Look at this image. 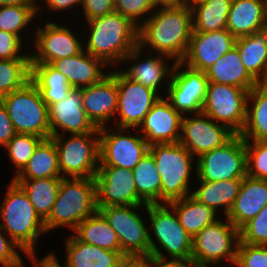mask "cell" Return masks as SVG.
<instances>
[{
	"instance_id": "cell-1",
	"label": "cell",
	"mask_w": 267,
	"mask_h": 267,
	"mask_svg": "<svg viewBox=\"0 0 267 267\" xmlns=\"http://www.w3.org/2000/svg\"><path fill=\"white\" fill-rule=\"evenodd\" d=\"M159 8V9H158ZM138 27V46L181 62L188 50L193 32L192 10L186 4L158 5Z\"/></svg>"
},
{
	"instance_id": "cell-53",
	"label": "cell",
	"mask_w": 267,
	"mask_h": 267,
	"mask_svg": "<svg viewBox=\"0 0 267 267\" xmlns=\"http://www.w3.org/2000/svg\"><path fill=\"white\" fill-rule=\"evenodd\" d=\"M119 267H147L145 258H125L119 265Z\"/></svg>"
},
{
	"instance_id": "cell-44",
	"label": "cell",
	"mask_w": 267,
	"mask_h": 267,
	"mask_svg": "<svg viewBox=\"0 0 267 267\" xmlns=\"http://www.w3.org/2000/svg\"><path fill=\"white\" fill-rule=\"evenodd\" d=\"M156 7L158 3L155 0H114V11L125 16L137 27L141 25L140 18L146 14L151 15Z\"/></svg>"
},
{
	"instance_id": "cell-35",
	"label": "cell",
	"mask_w": 267,
	"mask_h": 267,
	"mask_svg": "<svg viewBox=\"0 0 267 267\" xmlns=\"http://www.w3.org/2000/svg\"><path fill=\"white\" fill-rule=\"evenodd\" d=\"M62 177L58 167V152L52 138L43 139L34 150L27 165L13 179Z\"/></svg>"
},
{
	"instance_id": "cell-26",
	"label": "cell",
	"mask_w": 267,
	"mask_h": 267,
	"mask_svg": "<svg viewBox=\"0 0 267 267\" xmlns=\"http://www.w3.org/2000/svg\"><path fill=\"white\" fill-rule=\"evenodd\" d=\"M65 267H119L126 258L122 252L81 242L74 235L65 241Z\"/></svg>"
},
{
	"instance_id": "cell-48",
	"label": "cell",
	"mask_w": 267,
	"mask_h": 267,
	"mask_svg": "<svg viewBox=\"0 0 267 267\" xmlns=\"http://www.w3.org/2000/svg\"><path fill=\"white\" fill-rule=\"evenodd\" d=\"M86 20L102 17L114 12V0H82Z\"/></svg>"
},
{
	"instance_id": "cell-11",
	"label": "cell",
	"mask_w": 267,
	"mask_h": 267,
	"mask_svg": "<svg viewBox=\"0 0 267 267\" xmlns=\"http://www.w3.org/2000/svg\"><path fill=\"white\" fill-rule=\"evenodd\" d=\"M248 94L249 91L240 87L208 82L202 112L240 134L246 121Z\"/></svg>"
},
{
	"instance_id": "cell-57",
	"label": "cell",
	"mask_w": 267,
	"mask_h": 267,
	"mask_svg": "<svg viewBox=\"0 0 267 267\" xmlns=\"http://www.w3.org/2000/svg\"><path fill=\"white\" fill-rule=\"evenodd\" d=\"M261 1L263 2L264 6H265V9L267 11V0H261Z\"/></svg>"
},
{
	"instance_id": "cell-13",
	"label": "cell",
	"mask_w": 267,
	"mask_h": 267,
	"mask_svg": "<svg viewBox=\"0 0 267 267\" xmlns=\"http://www.w3.org/2000/svg\"><path fill=\"white\" fill-rule=\"evenodd\" d=\"M184 66L182 62H174L166 89L167 100L182 116L202 112L209 82L205 72Z\"/></svg>"
},
{
	"instance_id": "cell-23",
	"label": "cell",
	"mask_w": 267,
	"mask_h": 267,
	"mask_svg": "<svg viewBox=\"0 0 267 267\" xmlns=\"http://www.w3.org/2000/svg\"><path fill=\"white\" fill-rule=\"evenodd\" d=\"M143 50L137 46L133 48L122 61H135L128 70H123L122 73L129 79L149 88H152L158 93V87L163 82L170 83L172 70L174 68L173 65L166 61L165 58L171 59L170 57L163 55V54H152L146 58H142ZM141 56V57H140ZM140 58V59H139ZM142 58V60H141ZM141 60V61H140ZM169 65V66H168ZM166 79V80H164ZM162 81V82H161Z\"/></svg>"
},
{
	"instance_id": "cell-40",
	"label": "cell",
	"mask_w": 267,
	"mask_h": 267,
	"mask_svg": "<svg viewBox=\"0 0 267 267\" xmlns=\"http://www.w3.org/2000/svg\"><path fill=\"white\" fill-rule=\"evenodd\" d=\"M40 5H6L0 6V30L12 33L20 39L21 31L38 15Z\"/></svg>"
},
{
	"instance_id": "cell-7",
	"label": "cell",
	"mask_w": 267,
	"mask_h": 267,
	"mask_svg": "<svg viewBox=\"0 0 267 267\" xmlns=\"http://www.w3.org/2000/svg\"><path fill=\"white\" fill-rule=\"evenodd\" d=\"M0 101L5 106L17 133L51 138L48 121V106L43 101L38 87L30 80Z\"/></svg>"
},
{
	"instance_id": "cell-8",
	"label": "cell",
	"mask_w": 267,
	"mask_h": 267,
	"mask_svg": "<svg viewBox=\"0 0 267 267\" xmlns=\"http://www.w3.org/2000/svg\"><path fill=\"white\" fill-rule=\"evenodd\" d=\"M226 220H216L192 238L193 267H216L223 259L235 265L239 230Z\"/></svg>"
},
{
	"instance_id": "cell-52",
	"label": "cell",
	"mask_w": 267,
	"mask_h": 267,
	"mask_svg": "<svg viewBox=\"0 0 267 267\" xmlns=\"http://www.w3.org/2000/svg\"><path fill=\"white\" fill-rule=\"evenodd\" d=\"M49 255H46V257L42 258L41 260H38L36 255H27L28 258L33 260L34 266L36 267H62L60 265L59 260L57 259L56 255L54 253H48Z\"/></svg>"
},
{
	"instance_id": "cell-50",
	"label": "cell",
	"mask_w": 267,
	"mask_h": 267,
	"mask_svg": "<svg viewBox=\"0 0 267 267\" xmlns=\"http://www.w3.org/2000/svg\"><path fill=\"white\" fill-rule=\"evenodd\" d=\"M164 258L149 255L146 257L147 267H193L191 261H185L181 259H171L166 261Z\"/></svg>"
},
{
	"instance_id": "cell-5",
	"label": "cell",
	"mask_w": 267,
	"mask_h": 267,
	"mask_svg": "<svg viewBox=\"0 0 267 267\" xmlns=\"http://www.w3.org/2000/svg\"><path fill=\"white\" fill-rule=\"evenodd\" d=\"M140 207L146 208V205L98 207V211L115 230L122 254L126 258H145L153 255L165 259L166 256L157 247L143 219L136 213Z\"/></svg>"
},
{
	"instance_id": "cell-41",
	"label": "cell",
	"mask_w": 267,
	"mask_h": 267,
	"mask_svg": "<svg viewBox=\"0 0 267 267\" xmlns=\"http://www.w3.org/2000/svg\"><path fill=\"white\" fill-rule=\"evenodd\" d=\"M42 140L43 138L39 136L16 133L6 144L5 148L8 151V157L15 165V169H17L16 175L27 165L34 150Z\"/></svg>"
},
{
	"instance_id": "cell-9",
	"label": "cell",
	"mask_w": 267,
	"mask_h": 267,
	"mask_svg": "<svg viewBox=\"0 0 267 267\" xmlns=\"http://www.w3.org/2000/svg\"><path fill=\"white\" fill-rule=\"evenodd\" d=\"M69 137L64 141L61 134L51 136L56 144L62 178H94L100 164L99 132L71 134Z\"/></svg>"
},
{
	"instance_id": "cell-25",
	"label": "cell",
	"mask_w": 267,
	"mask_h": 267,
	"mask_svg": "<svg viewBox=\"0 0 267 267\" xmlns=\"http://www.w3.org/2000/svg\"><path fill=\"white\" fill-rule=\"evenodd\" d=\"M51 65L66 76L70 86L75 89L99 83L109 74L102 71L106 64L84 50L74 56L55 60Z\"/></svg>"
},
{
	"instance_id": "cell-55",
	"label": "cell",
	"mask_w": 267,
	"mask_h": 267,
	"mask_svg": "<svg viewBox=\"0 0 267 267\" xmlns=\"http://www.w3.org/2000/svg\"><path fill=\"white\" fill-rule=\"evenodd\" d=\"M158 5L183 4V0H155Z\"/></svg>"
},
{
	"instance_id": "cell-2",
	"label": "cell",
	"mask_w": 267,
	"mask_h": 267,
	"mask_svg": "<svg viewBox=\"0 0 267 267\" xmlns=\"http://www.w3.org/2000/svg\"><path fill=\"white\" fill-rule=\"evenodd\" d=\"M86 22L90 34L85 51L109 67L138 46V27L120 13L114 11Z\"/></svg>"
},
{
	"instance_id": "cell-43",
	"label": "cell",
	"mask_w": 267,
	"mask_h": 267,
	"mask_svg": "<svg viewBox=\"0 0 267 267\" xmlns=\"http://www.w3.org/2000/svg\"><path fill=\"white\" fill-rule=\"evenodd\" d=\"M239 241L267 246V205L239 229Z\"/></svg>"
},
{
	"instance_id": "cell-38",
	"label": "cell",
	"mask_w": 267,
	"mask_h": 267,
	"mask_svg": "<svg viewBox=\"0 0 267 267\" xmlns=\"http://www.w3.org/2000/svg\"><path fill=\"white\" fill-rule=\"evenodd\" d=\"M132 173L137 195L146 204L161 203V177L150 152L144 155L132 169Z\"/></svg>"
},
{
	"instance_id": "cell-19",
	"label": "cell",
	"mask_w": 267,
	"mask_h": 267,
	"mask_svg": "<svg viewBox=\"0 0 267 267\" xmlns=\"http://www.w3.org/2000/svg\"><path fill=\"white\" fill-rule=\"evenodd\" d=\"M236 38L227 30L192 32L184 59L185 66L205 72L235 46Z\"/></svg>"
},
{
	"instance_id": "cell-27",
	"label": "cell",
	"mask_w": 267,
	"mask_h": 267,
	"mask_svg": "<svg viewBox=\"0 0 267 267\" xmlns=\"http://www.w3.org/2000/svg\"><path fill=\"white\" fill-rule=\"evenodd\" d=\"M267 27V11L261 0H232L226 29L235 38Z\"/></svg>"
},
{
	"instance_id": "cell-34",
	"label": "cell",
	"mask_w": 267,
	"mask_h": 267,
	"mask_svg": "<svg viewBox=\"0 0 267 267\" xmlns=\"http://www.w3.org/2000/svg\"><path fill=\"white\" fill-rule=\"evenodd\" d=\"M73 231V235L81 242L122 252L115 230L99 211L84 219Z\"/></svg>"
},
{
	"instance_id": "cell-42",
	"label": "cell",
	"mask_w": 267,
	"mask_h": 267,
	"mask_svg": "<svg viewBox=\"0 0 267 267\" xmlns=\"http://www.w3.org/2000/svg\"><path fill=\"white\" fill-rule=\"evenodd\" d=\"M247 176L267 180V141H245Z\"/></svg>"
},
{
	"instance_id": "cell-15",
	"label": "cell",
	"mask_w": 267,
	"mask_h": 267,
	"mask_svg": "<svg viewBox=\"0 0 267 267\" xmlns=\"http://www.w3.org/2000/svg\"><path fill=\"white\" fill-rule=\"evenodd\" d=\"M116 83L118 88L116 116H120L116 127L137 129L152 106L161 98V94L159 96V93L152 88L127 78L121 70H116Z\"/></svg>"
},
{
	"instance_id": "cell-33",
	"label": "cell",
	"mask_w": 267,
	"mask_h": 267,
	"mask_svg": "<svg viewBox=\"0 0 267 267\" xmlns=\"http://www.w3.org/2000/svg\"><path fill=\"white\" fill-rule=\"evenodd\" d=\"M47 106L64 100L73 89L66 76L51 64H31V79Z\"/></svg>"
},
{
	"instance_id": "cell-49",
	"label": "cell",
	"mask_w": 267,
	"mask_h": 267,
	"mask_svg": "<svg viewBox=\"0 0 267 267\" xmlns=\"http://www.w3.org/2000/svg\"><path fill=\"white\" fill-rule=\"evenodd\" d=\"M16 133L7 110L0 101V145L5 147Z\"/></svg>"
},
{
	"instance_id": "cell-18",
	"label": "cell",
	"mask_w": 267,
	"mask_h": 267,
	"mask_svg": "<svg viewBox=\"0 0 267 267\" xmlns=\"http://www.w3.org/2000/svg\"><path fill=\"white\" fill-rule=\"evenodd\" d=\"M34 47L36 52L30 53V64H51L53 61L81 53L84 48L81 41L66 26L55 22H47L38 27ZM35 53V54H34Z\"/></svg>"
},
{
	"instance_id": "cell-6",
	"label": "cell",
	"mask_w": 267,
	"mask_h": 267,
	"mask_svg": "<svg viewBox=\"0 0 267 267\" xmlns=\"http://www.w3.org/2000/svg\"><path fill=\"white\" fill-rule=\"evenodd\" d=\"M156 168L161 177V203H169L190 195V174L194 157L178 143L149 145Z\"/></svg>"
},
{
	"instance_id": "cell-46",
	"label": "cell",
	"mask_w": 267,
	"mask_h": 267,
	"mask_svg": "<svg viewBox=\"0 0 267 267\" xmlns=\"http://www.w3.org/2000/svg\"><path fill=\"white\" fill-rule=\"evenodd\" d=\"M22 39L18 36L0 30V60L4 59H30L29 52L20 54Z\"/></svg>"
},
{
	"instance_id": "cell-28",
	"label": "cell",
	"mask_w": 267,
	"mask_h": 267,
	"mask_svg": "<svg viewBox=\"0 0 267 267\" xmlns=\"http://www.w3.org/2000/svg\"><path fill=\"white\" fill-rule=\"evenodd\" d=\"M205 73L209 82L232 85L247 91L259 84L242 64L236 46L219 58Z\"/></svg>"
},
{
	"instance_id": "cell-21",
	"label": "cell",
	"mask_w": 267,
	"mask_h": 267,
	"mask_svg": "<svg viewBox=\"0 0 267 267\" xmlns=\"http://www.w3.org/2000/svg\"><path fill=\"white\" fill-rule=\"evenodd\" d=\"M82 102L81 90L73 88L64 100L48 106L51 136L62 130L70 134L99 132L88 119Z\"/></svg>"
},
{
	"instance_id": "cell-36",
	"label": "cell",
	"mask_w": 267,
	"mask_h": 267,
	"mask_svg": "<svg viewBox=\"0 0 267 267\" xmlns=\"http://www.w3.org/2000/svg\"><path fill=\"white\" fill-rule=\"evenodd\" d=\"M232 0H204L191 6L193 32L226 29Z\"/></svg>"
},
{
	"instance_id": "cell-24",
	"label": "cell",
	"mask_w": 267,
	"mask_h": 267,
	"mask_svg": "<svg viewBox=\"0 0 267 267\" xmlns=\"http://www.w3.org/2000/svg\"><path fill=\"white\" fill-rule=\"evenodd\" d=\"M267 205V180L245 176L226 218L239 230Z\"/></svg>"
},
{
	"instance_id": "cell-4",
	"label": "cell",
	"mask_w": 267,
	"mask_h": 267,
	"mask_svg": "<svg viewBox=\"0 0 267 267\" xmlns=\"http://www.w3.org/2000/svg\"><path fill=\"white\" fill-rule=\"evenodd\" d=\"M97 211L95 178H62L52 210L44 221L46 231L61 226L73 231Z\"/></svg>"
},
{
	"instance_id": "cell-51",
	"label": "cell",
	"mask_w": 267,
	"mask_h": 267,
	"mask_svg": "<svg viewBox=\"0 0 267 267\" xmlns=\"http://www.w3.org/2000/svg\"><path fill=\"white\" fill-rule=\"evenodd\" d=\"M47 8L49 7L50 10L56 11H64L69 10L70 8L75 7L76 5L82 6V0H45Z\"/></svg>"
},
{
	"instance_id": "cell-31",
	"label": "cell",
	"mask_w": 267,
	"mask_h": 267,
	"mask_svg": "<svg viewBox=\"0 0 267 267\" xmlns=\"http://www.w3.org/2000/svg\"><path fill=\"white\" fill-rule=\"evenodd\" d=\"M168 204L175 210L180 225L192 237L218 220L217 212L213 208L199 202L191 194Z\"/></svg>"
},
{
	"instance_id": "cell-14",
	"label": "cell",
	"mask_w": 267,
	"mask_h": 267,
	"mask_svg": "<svg viewBox=\"0 0 267 267\" xmlns=\"http://www.w3.org/2000/svg\"><path fill=\"white\" fill-rule=\"evenodd\" d=\"M115 130L116 133L107 126L99 128V166L132 170L149 152V144L140 134L126 135L128 128L116 127Z\"/></svg>"
},
{
	"instance_id": "cell-32",
	"label": "cell",
	"mask_w": 267,
	"mask_h": 267,
	"mask_svg": "<svg viewBox=\"0 0 267 267\" xmlns=\"http://www.w3.org/2000/svg\"><path fill=\"white\" fill-rule=\"evenodd\" d=\"M199 182L200 187L190 194L216 212L219 208H223L225 216H227L239 194L242 179Z\"/></svg>"
},
{
	"instance_id": "cell-54",
	"label": "cell",
	"mask_w": 267,
	"mask_h": 267,
	"mask_svg": "<svg viewBox=\"0 0 267 267\" xmlns=\"http://www.w3.org/2000/svg\"><path fill=\"white\" fill-rule=\"evenodd\" d=\"M37 2L38 1H36V0H0V6H6V5H37Z\"/></svg>"
},
{
	"instance_id": "cell-37",
	"label": "cell",
	"mask_w": 267,
	"mask_h": 267,
	"mask_svg": "<svg viewBox=\"0 0 267 267\" xmlns=\"http://www.w3.org/2000/svg\"><path fill=\"white\" fill-rule=\"evenodd\" d=\"M62 177L13 179L26 192L37 214L45 221L53 207Z\"/></svg>"
},
{
	"instance_id": "cell-3",
	"label": "cell",
	"mask_w": 267,
	"mask_h": 267,
	"mask_svg": "<svg viewBox=\"0 0 267 267\" xmlns=\"http://www.w3.org/2000/svg\"><path fill=\"white\" fill-rule=\"evenodd\" d=\"M10 183L0 206L1 227L5 236L8 234L26 256L36 254L38 237L47 232L44 221L22 187L13 179Z\"/></svg>"
},
{
	"instance_id": "cell-30",
	"label": "cell",
	"mask_w": 267,
	"mask_h": 267,
	"mask_svg": "<svg viewBox=\"0 0 267 267\" xmlns=\"http://www.w3.org/2000/svg\"><path fill=\"white\" fill-rule=\"evenodd\" d=\"M240 135L245 141H267V83H260L249 91L246 121Z\"/></svg>"
},
{
	"instance_id": "cell-47",
	"label": "cell",
	"mask_w": 267,
	"mask_h": 267,
	"mask_svg": "<svg viewBox=\"0 0 267 267\" xmlns=\"http://www.w3.org/2000/svg\"><path fill=\"white\" fill-rule=\"evenodd\" d=\"M0 224V265L3 267H24V261L18 254L21 248L10 238L5 237Z\"/></svg>"
},
{
	"instance_id": "cell-17",
	"label": "cell",
	"mask_w": 267,
	"mask_h": 267,
	"mask_svg": "<svg viewBox=\"0 0 267 267\" xmlns=\"http://www.w3.org/2000/svg\"><path fill=\"white\" fill-rule=\"evenodd\" d=\"M97 207L146 205L137 195L132 170L99 166L95 175Z\"/></svg>"
},
{
	"instance_id": "cell-39",
	"label": "cell",
	"mask_w": 267,
	"mask_h": 267,
	"mask_svg": "<svg viewBox=\"0 0 267 267\" xmlns=\"http://www.w3.org/2000/svg\"><path fill=\"white\" fill-rule=\"evenodd\" d=\"M31 79L30 59L0 60V99Z\"/></svg>"
},
{
	"instance_id": "cell-29",
	"label": "cell",
	"mask_w": 267,
	"mask_h": 267,
	"mask_svg": "<svg viewBox=\"0 0 267 267\" xmlns=\"http://www.w3.org/2000/svg\"><path fill=\"white\" fill-rule=\"evenodd\" d=\"M235 46L248 73L259 84L267 83V27L236 38Z\"/></svg>"
},
{
	"instance_id": "cell-56",
	"label": "cell",
	"mask_w": 267,
	"mask_h": 267,
	"mask_svg": "<svg viewBox=\"0 0 267 267\" xmlns=\"http://www.w3.org/2000/svg\"><path fill=\"white\" fill-rule=\"evenodd\" d=\"M201 1H204V0H183V4H186L189 7H191L192 5H194L198 2H201Z\"/></svg>"
},
{
	"instance_id": "cell-16",
	"label": "cell",
	"mask_w": 267,
	"mask_h": 267,
	"mask_svg": "<svg viewBox=\"0 0 267 267\" xmlns=\"http://www.w3.org/2000/svg\"><path fill=\"white\" fill-rule=\"evenodd\" d=\"M235 135L228 127L215 122L203 112L182 118L179 143L194 157L223 146Z\"/></svg>"
},
{
	"instance_id": "cell-45",
	"label": "cell",
	"mask_w": 267,
	"mask_h": 267,
	"mask_svg": "<svg viewBox=\"0 0 267 267\" xmlns=\"http://www.w3.org/2000/svg\"><path fill=\"white\" fill-rule=\"evenodd\" d=\"M238 267H267V246L238 242L236 254Z\"/></svg>"
},
{
	"instance_id": "cell-12",
	"label": "cell",
	"mask_w": 267,
	"mask_h": 267,
	"mask_svg": "<svg viewBox=\"0 0 267 267\" xmlns=\"http://www.w3.org/2000/svg\"><path fill=\"white\" fill-rule=\"evenodd\" d=\"M171 211H170V210ZM153 237L170 259L191 261L192 236L180 225L175 210L168 203L146 204Z\"/></svg>"
},
{
	"instance_id": "cell-22",
	"label": "cell",
	"mask_w": 267,
	"mask_h": 267,
	"mask_svg": "<svg viewBox=\"0 0 267 267\" xmlns=\"http://www.w3.org/2000/svg\"><path fill=\"white\" fill-rule=\"evenodd\" d=\"M182 118L183 116L173 108L170 102L161 97L152 106L137 130H140L139 133L141 132L149 145L178 143Z\"/></svg>"
},
{
	"instance_id": "cell-10",
	"label": "cell",
	"mask_w": 267,
	"mask_h": 267,
	"mask_svg": "<svg viewBox=\"0 0 267 267\" xmlns=\"http://www.w3.org/2000/svg\"><path fill=\"white\" fill-rule=\"evenodd\" d=\"M196 159L199 181L243 179L247 175L246 144L240 134Z\"/></svg>"
},
{
	"instance_id": "cell-20",
	"label": "cell",
	"mask_w": 267,
	"mask_h": 267,
	"mask_svg": "<svg viewBox=\"0 0 267 267\" xmlns=\"http://www.w3.org/2000/svg\"><path fill=\"white\" fill-rule=\"evenodd\" d=\"M83 109L96 128L107 126L116 117L118 88L116 69L109 72L99 83L80 88Z\"/></svg>"
}]
</instances>
